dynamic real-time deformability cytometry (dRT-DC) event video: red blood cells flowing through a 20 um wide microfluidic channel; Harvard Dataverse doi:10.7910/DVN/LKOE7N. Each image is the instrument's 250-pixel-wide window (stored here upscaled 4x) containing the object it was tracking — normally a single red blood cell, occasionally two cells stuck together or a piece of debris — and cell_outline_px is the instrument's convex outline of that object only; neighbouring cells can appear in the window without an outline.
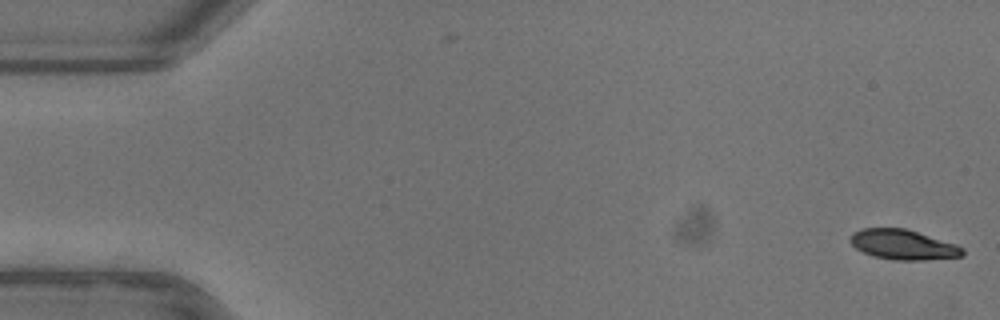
{"species": "common noctule bat (a hibernating species)", "species_latin": "Nyctalus noctula", "temperature_condition": "warm", "stored_images_in_passage": 2, "camera_frame_rate_fps": 3000, "um_per_image_px": 0.085, "animal": {"sex": "female"}, "frame": {"image": 1, "passage_image": 2, "time_ms": 0.333, "image_size_px": [1000, 320], "cell_outline_px": [[964, 256], [924, 260], [892, 260], [872, 256], [856, 248], [848, 240], [852, 232], [860, 228], [904, 228], [956, 244], [964, 248]], "centroid_in_image_um": [76.74, 20.8], "position_along_channel_um": 8.3, "area_um2": 19.71}}